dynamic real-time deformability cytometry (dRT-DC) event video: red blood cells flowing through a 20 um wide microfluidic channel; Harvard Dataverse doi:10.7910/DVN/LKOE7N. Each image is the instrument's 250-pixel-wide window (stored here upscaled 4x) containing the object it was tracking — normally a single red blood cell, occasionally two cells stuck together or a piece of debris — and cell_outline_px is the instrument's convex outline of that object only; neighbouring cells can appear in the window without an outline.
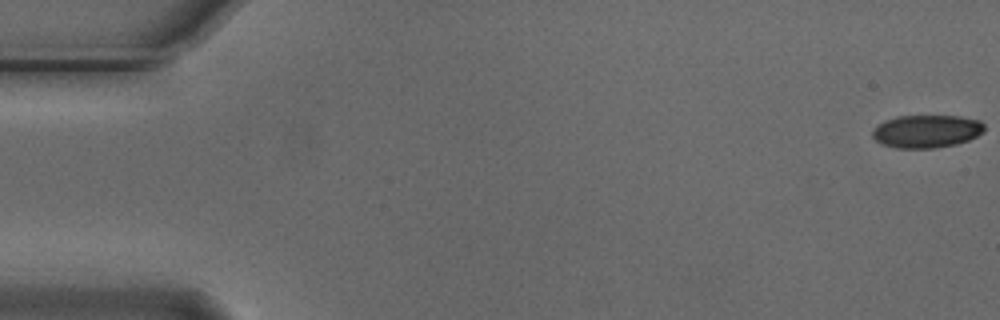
{"species": "Egyptian fruit bat (a non-hibernating species)", "species_latin": "Rousettus aegyptiacus", "temperature_condition": "cold", "stored_images_in_passage": 56, "camera_frame_rate_fps": 3000, "um_per_image_px": 0.085, "animal": {"sex": "male"}, "frame": {"image": 1, "passage_image": 1, "time_ms": 0.0, "image_size_px": [1000, 320], "cell_outline_px": [[984, 132], [968, 140], [956, 144], [936, 148], [896, 148], [884, 144], [876, 140], [872, 136], [872, 128], [876, 124], [884, 120], [896, 116], [960, 116], [980, 120], [984, 124]], "centroid_in_image_um": [78.74, 11.15], "position_along_channel_um": 6.3, "area_um2": 21.62}}
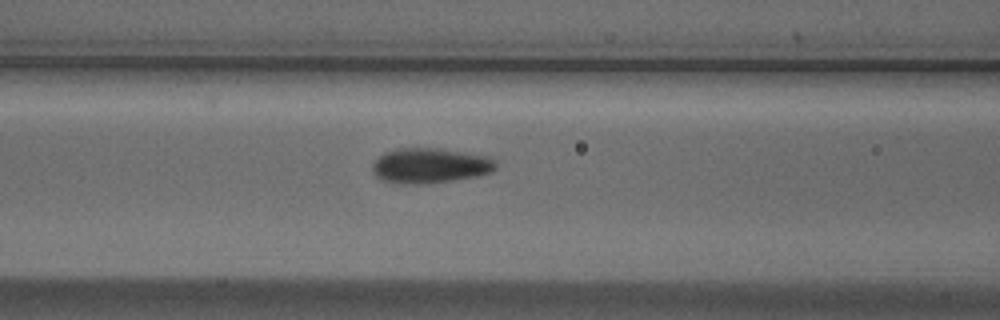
{"frame": {"image": 2, "passage_image": 23, "time_ms": 7.333, "image_size_px": [1000, 320], "cell_outline_px": [[496, 168], [492, 172], [476, 176], [452, 180], [420, 184], [396, 184], [380, 180], [372, 172], [372, 164], [384, 152], [396, 148], [440, 148], [488, 156], [496, 160]], "centroid_in_image_um": [36.53, 14.08], "position_along_channel_um": 130.1, "area_um2": 25.49}}
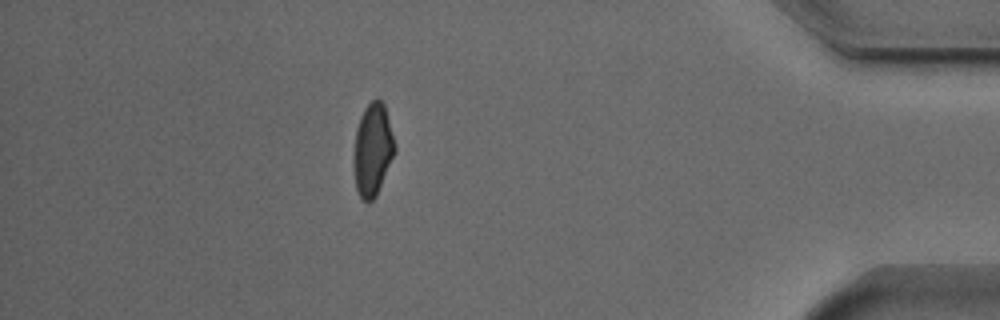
{"frame": {"image": 3, "passage_image": 49, "time_ms": 16.0, "image_size_px": [1000, 320], "cell_outline_px": [[396, 152], [376, 196], [368, 204], [360, 196], [356, 188], [352, 164], [356, 128], [360, 116], [364, 108], [376, 96], [384, 104], [396, 148]], "centroid_in_image_um": [31.66, 12.73], "position_along_channel_um": 403.5, "area_um2": 22.37}, "authors_computed_cell_mechanics": {"area_um2": 23.0044, "velocity_mm_per_s": 3.7132, "shape_relaxation_time_tau1_ms": 4.2726, "shape_relaxation_time_tau2_ms": null, "deformation_change_tau1": 0.118, "deformation_change_tau2": null}}